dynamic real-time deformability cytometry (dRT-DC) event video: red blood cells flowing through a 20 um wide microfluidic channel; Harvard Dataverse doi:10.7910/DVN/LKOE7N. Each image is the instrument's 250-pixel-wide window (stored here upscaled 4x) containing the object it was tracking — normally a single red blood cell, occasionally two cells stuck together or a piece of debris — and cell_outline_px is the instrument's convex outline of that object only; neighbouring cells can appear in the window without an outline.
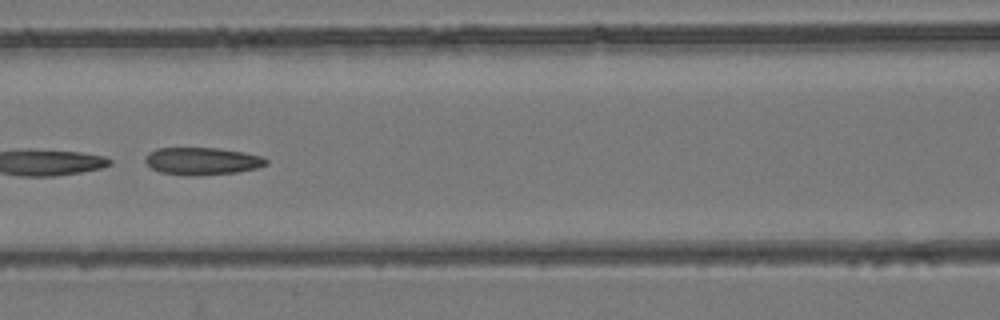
{"species": "common noctule bat (a hibernating species)", "species_latin": "Nyctalus noctula", "temperature_condition": "room temperature", "stored_images_in_passage": 8, "camera_frame_rate_fps": 3000, "um_per_image_px": 0.085, "animal": {"sex": "female", "body_mass_g": 24.6, "forearm_length_mm": 56.2}, "frame": {"image": 1, "passage_image": 5, "time_ms": 5.667, "image_size_px": [1000, 320], "cell_outline_px": [[268, 164], [256, 168], [236, 172], [196, 176], [184, 176], [160, 172], [152, 168], [144, 160], [144, 156], [148, 152], [156, 148], [220, 148], [244, 152], [260, 156], [268, 160]], "centroid_in_image_um": [17.15, 13.69], "position_along_channel_um": 149.5, "area_um2": 19.48}}
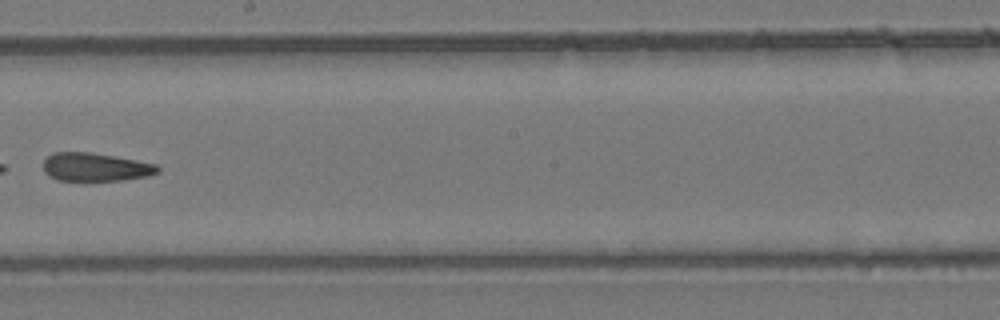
{"frame": {"image": 2, "passage_image": 7, "time_ms": 8.0, "image_size_px": [1000, 320], "cell_outline_px": [[160, 172], [148, 176], [120, 180], [60, 180], [48, 176], [44, 172], [44, 160], [52, 152], [92, 152], [156, 164], [160, 168]], "centroid_in_image_um": [8.11, 14.19], "position_along_channel_um": 240.1, "area_um2": 18.79}}
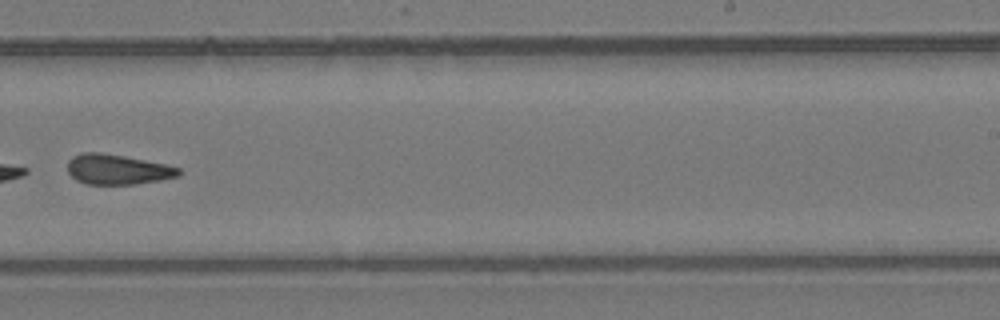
{"frame": {"image": 3, "passage_image": 8, "time_ms": 9.0, "image_size_px": [1000, 320], "cell_outline_px": [[180, 176], [160, 180], [136, 184], [88, 184], [76, 180], [68, 172], [68, 160], [72, 156], [84, 152], [100, 152], [124, 156], [164, 164], [180, 168]], "centroid_in_image_um": [9.97, 14.4], "position_along_channel_um": 279.0, "area_um2": 19.42}}